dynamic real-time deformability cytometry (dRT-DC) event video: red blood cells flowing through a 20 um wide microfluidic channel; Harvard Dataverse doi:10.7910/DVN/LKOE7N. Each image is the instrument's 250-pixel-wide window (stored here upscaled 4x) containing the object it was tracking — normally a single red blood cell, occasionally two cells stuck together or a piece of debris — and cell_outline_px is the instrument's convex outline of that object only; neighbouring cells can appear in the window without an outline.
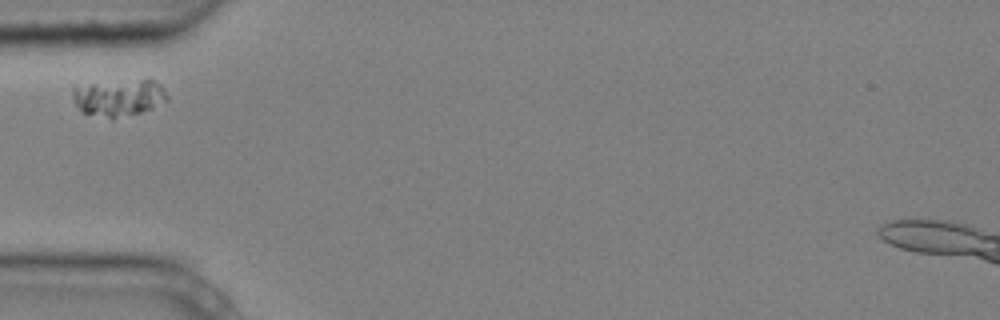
{"species": "common noctule bat (a hibernating species)", "species_latin": "Nyctalus noctula", "temperature_condition": "cold", "stored_images_in_passage": 1, "camera_frame_rate_fps": 3000, "um_per_image_px": 0.085, "animal": {"sex": "male", "body_mass_g": 20.4}, "frame": {"image": 1, "passage_image": 1, "time_ms": 0.0, "image_size_px": [1000, 320], "cell_outline_px": [[168, 100], [152, 108], [140, 112], [112, 120], [80, 112], [72, 96], [72, 84], [144, 76], [148, 76], [160, 84], [164, 88], [168, 96]], "centroid_in_image_um": [10.07, 8.22], "position_along_channel_um": 74.9, "area_um2": 21.96}}